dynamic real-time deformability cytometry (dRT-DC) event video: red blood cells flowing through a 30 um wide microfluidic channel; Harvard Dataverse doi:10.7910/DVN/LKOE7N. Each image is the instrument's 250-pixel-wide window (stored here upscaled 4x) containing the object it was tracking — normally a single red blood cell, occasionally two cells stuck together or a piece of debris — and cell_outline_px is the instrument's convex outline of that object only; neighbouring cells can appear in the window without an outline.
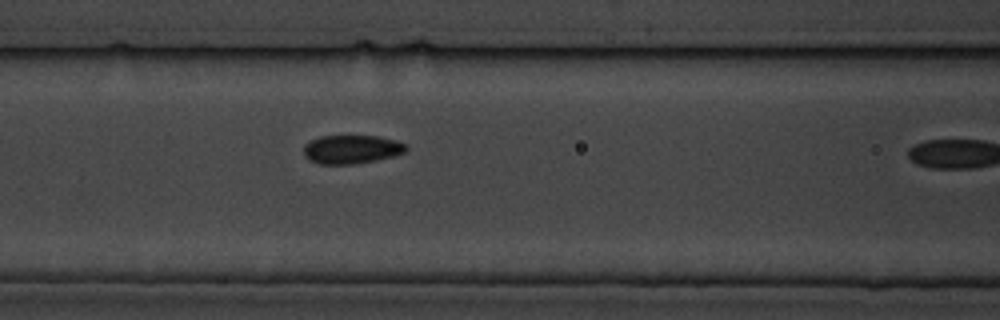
{"species": "common noctule bat (a hibernating species)", "species_latin": "Nyctalus noctula", "temperature_condition": "cold", "stored_images_in_passage": 5, "camera_frame_rate_fps": 3000, "um_per_image_px": 0.085, "animal": {"sex": "male", "body_mass_g": 19.5, "forearm_length_mm": 54.6}, "frame": {"image": 1, "passage_image": 4, "time_ms": 3.333, "image_size_px": [1000, 320], "cell_outline_px": [[408, 148], [404, 152], [392, 156], [376, 160], [352, 164], [320, 164], [308, 160], [304, 156], [304, 144], [320, 136], [380, 136], [396, 140], [408, 144]], "centroid_in_image_um": [29.89, 12.69], "position_along_channel_um": 136.7, "area_um2": 17.17}}